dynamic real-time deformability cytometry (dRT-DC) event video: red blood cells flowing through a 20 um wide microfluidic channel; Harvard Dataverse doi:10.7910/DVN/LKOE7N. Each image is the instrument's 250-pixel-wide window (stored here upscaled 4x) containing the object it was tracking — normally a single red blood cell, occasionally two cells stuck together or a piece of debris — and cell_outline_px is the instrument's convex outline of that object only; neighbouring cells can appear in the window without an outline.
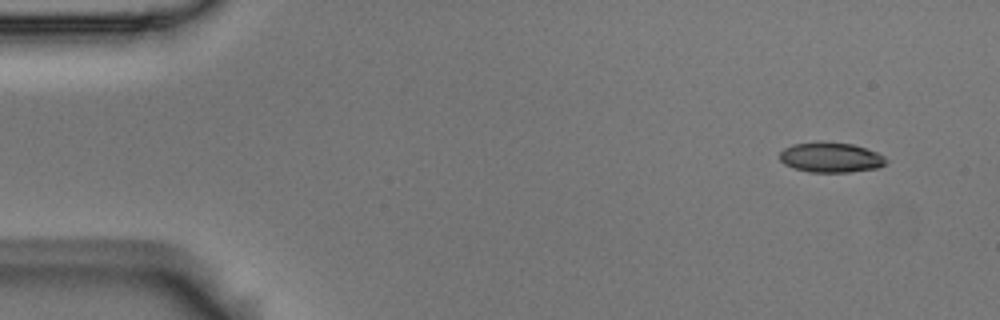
{"species": "Egyptian fruit bat (a non-hibernating species)", "species_latin": "Rousettus aegyptiacus", "temperature_condition": "room temperature", "stored_images_in_passage": 5, "camera_frame_rate_fps": 3000, "um_per_image_px": 0.085, "animal": {"sex": "male"}, "frame": {"image": 1, "passage_image": 1, "time_ms": 0.0, "image_size_px": [1000, 320], "cell_outline_px": [[888, 160], [884, 164], [876, 168], [848, 172], [808, 172], [792, 168], [784, 164], [780, 160], [780, 152], [784, 148], [792, 144], [852, 144], [876, 152], [884, 156]], "centroid_in_image_um": [70.6, 13.42], "position_along_channel_um": 14.4, "area_um2": 17.98}}
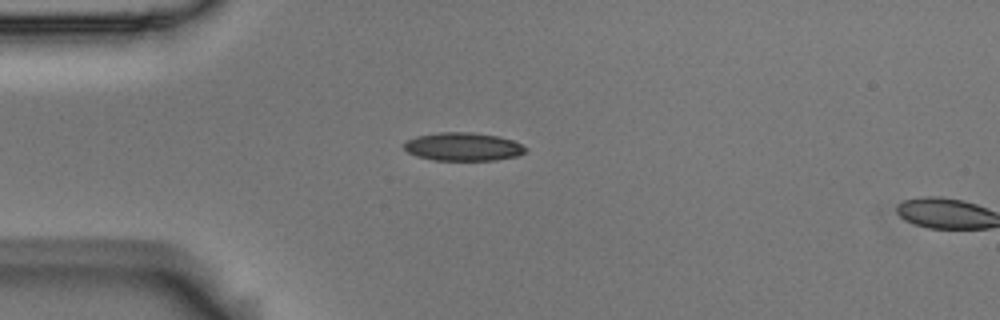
{"frame": {"image": 2, "passage_image": 4, "time_ms": 1.0, "image_size_px": [1000, 320], "cell_outline_px": [[528, 148], [524, 152], [516, 156], [492, 160], [432, 160], [416, 156], [408, 152], [404, 148], [404, 144], [408, 140], [416, 136], [440, 132], [472, 132], [500, 136], [512, 140]], "centroid_in_image_um": [39.35, 12.46], "position_along_channel_um": 45.6, "area_um2": 19.94}}